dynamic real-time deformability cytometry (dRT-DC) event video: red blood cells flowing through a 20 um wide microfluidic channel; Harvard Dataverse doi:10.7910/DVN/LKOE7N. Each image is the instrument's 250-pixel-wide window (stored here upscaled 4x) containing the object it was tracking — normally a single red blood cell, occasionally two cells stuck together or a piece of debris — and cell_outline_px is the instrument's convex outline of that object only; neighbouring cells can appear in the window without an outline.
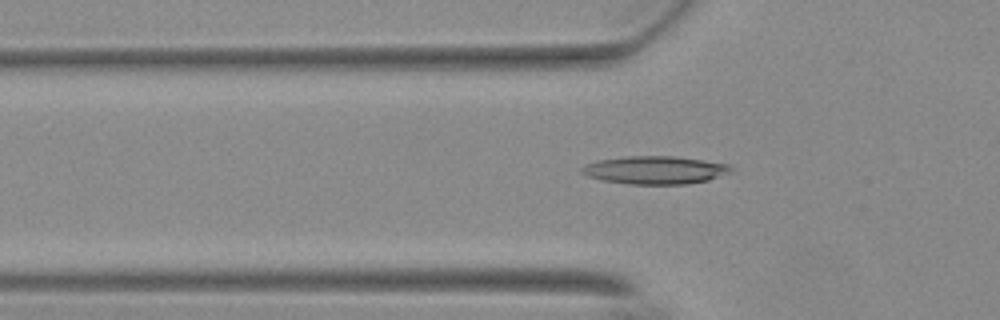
{"species": "Egyptian fruit bat (a non-hibernating species)", "species_latin": "Rousettus aegyptiacus", "temperature_condition": "warm", "stored_images_in_passage": 57, "segment_of_instrument_passage": [1, 2], "camera_frame_rate_fps": 3000, "um_per_image_px": 0.085, "animal": {"sex": "female"}, "frame": {"image": 1, "passage_image": 19, "time_ms": 6.0, "image_size_px": [1000, 320], "cell_outline_px": [[732, 168], [728, 172], [708, 180], [684, 184], [628, 184], [600, 180], [588, 176], [580, 172], [580, 168], [584, 164], [596, 160], [628, 156], [672, 156], [728, 164]], "centroid_in_image_um": [55.57, 14.45], "position_along_channel_um": 70.2, "area_um2": 24.16}}
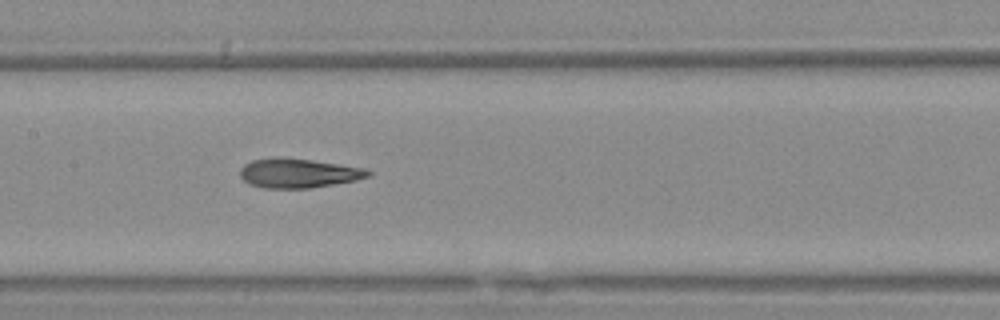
{"frame": {"image": 2, "passage_image": 28, "time_ms": 9.0, "image_size_px": [1000, 320], "cell_outline_px": [[372, 172], [368, 176], [356, 180], [308, 188], [264, 188], [248, 184], [240, 176], [240, 168], [244, 164], [252, 160], [312, 160], [364, 168]], "centroid_in_image_um": [25.36, 14.76], "position_along_channel_um": 182.0, "area_um2": 20.98}}
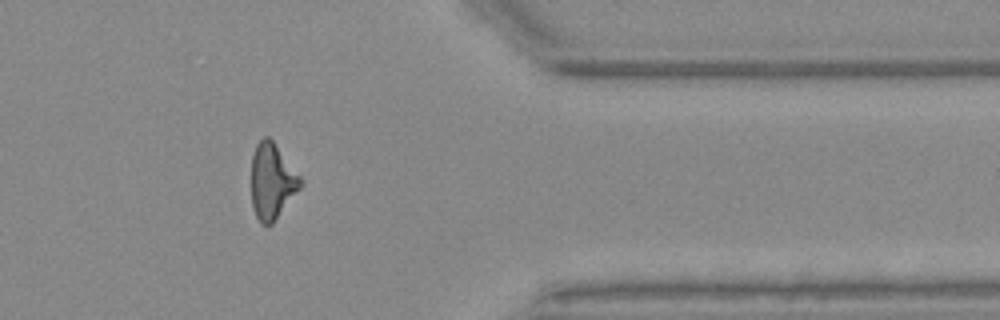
{"frame": {"image": 3, "passage_image": 46, "time_ms": 15.0, "image_size_px": [1000, 320], "cell_outline_px": [[304, 184], [272, 224], [260, 224], [256, 216], [252, 204], [252, 156], [256, 144], [264, 136], [268, 136], [272, 140], [304, 180]], "centroid_in_image_um": [23.14, 15.41], "position_along_channel_um": 388.3, "area_um2": 21.68}}